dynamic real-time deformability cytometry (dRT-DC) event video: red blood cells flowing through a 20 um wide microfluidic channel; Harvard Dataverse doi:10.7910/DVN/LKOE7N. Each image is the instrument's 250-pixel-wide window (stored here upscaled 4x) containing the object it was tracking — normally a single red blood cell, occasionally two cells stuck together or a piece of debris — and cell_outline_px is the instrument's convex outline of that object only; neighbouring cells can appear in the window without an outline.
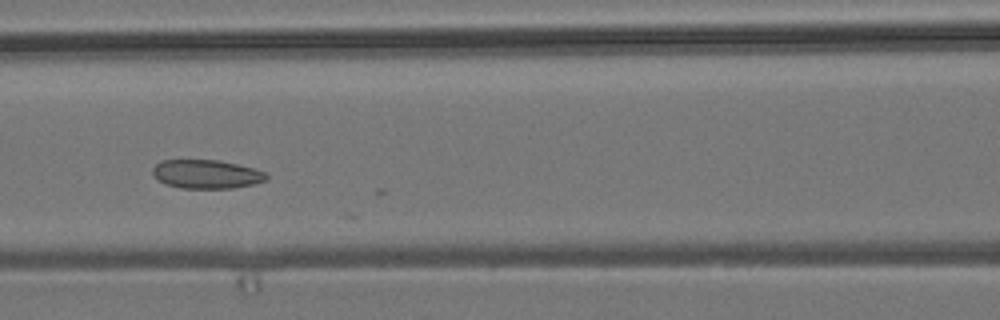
{"species": "common noctule bat (a hibernating species)", "species_latin": "Nyctalus noctula", "temperature_condition": "room temperature", "stored_images_in_passage": 22, "camera_frame_rate_fps": 3000, "um_per_image_px": 0.085, "animal": {"sex": "male", "body_mass_g": 19.2, "forearm_length_mm": 51.8}, "frame": {"image": 1, "passage_image": 21, "time_ms": 6.667, "image_size_px": [1000, 320], "cell_outline_px": [[268, 180], [252, 184], [232, 188], [180, 188], [164, 184], [156, 180], [152, 172], [152, 168], [160, 160], [220, 160], [252, 168], [264, 172], [268, 176]], "centroid_in_image_um": [17.49, 14.8], "position_along_channel_um": 149.1, "area_um2": 19.13}}